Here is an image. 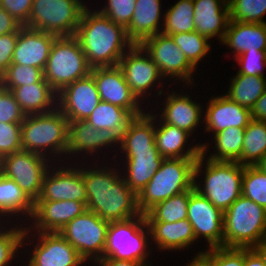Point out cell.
Masks as SVG:
<instances>
[{"label": "cell", "instance_id": "obj_30", "mask_svg": "<svg viewBox=\"0 0 266 266\" xmlns=\"http://www.w3.org/2000/svg\"><path fill=\"white\" fill-rule=\"evenodd\" d=\"M150 235L161 250H180L196 240L193 227L187 219L178 222H146Z\"/></svg>", "mask_w": 266, "mask_h": 266}, {"label": "cell", "instance_id": "obj_22", "mask_svg": "<svg viewBox=\"0 0 266 266\" xmlns=\"http://www.w3.org/2000/svg\"><path fill=\"white\" fill-rule=\"evenodd\" d=\"M205 111V131L215 132L226 128H246L252 120L251 110L232 101L228 96L213 97Z\"/></svg>", "mask_w": 266, "mask_h": 266}, {"label": "cell", "instance_id": "obj_16", "mask_svg": "<svg viewBox=\"0 0 266 266\" xmlns=\"http://www.w3.org/2000/svg\"><path fill=\"white\" fill-rule=\"evenodd\" d=\"M57 108L68 121L86 120L100 103V95L91 74L74 81L57 93ZM59 105V106H58Z\"/></svg>", "mask_w": 266, "mask_h": 266}, {"label": "cell", "instance_id": "obj_29", "mask_svg": "<svg viewBox=\"0 0 266 266\" xmlns=\"http://www.w3.org/2000/svg\"><path fill=\"white\" fill-rule=\"evenodd\" d=\"M10 92L25 115L47 113L57 107L53 104L57 102V93L44 77L38 83L12 88Z\"/></svg>", "mask_w": 266, "mask_h": 266}, {"label": "cell", "instance_id": "obj_53", "mask_svg": "<svg viewBox=\"0 0 266 266\" xmlns=\"http://www.w3.org/2000/svg\"><path fill=\"white\" fill-rule=\"evenodd\" d=\"M243 266H266V264L253 248H244Z\"/></svg>", "mask_w": 266, "mask_h": 266}, {"label": "cell", "instance_id": "obj_27", "mask_svg": "<svg viewBox=\"0 0 266 266\" xmlns=\"http://www.w3.org/2000/svg\"><path fill=\"white\" fill-rule=\"evenodd\" d=\"M161 0H137L135 10L126 33L133 44H141L159 31Z\"/></svg>", "mask_w": 266, "mask_h": 266}, {"label": "cell", "instance_id": "obj_3", "mask_svg": "<svg viewBox=\"0 0 266 266\" xmlns=\"http://www.w3.org/2000/svg\"><path fill=\"white\" fill-rule=\"evenodd\" d=\"M75 37L91 68L118 66L120 59L134 44L126 29L111 21L99 11L84 8Z\"/></svg>", "mask_w": 266, "mask_h": 266}, {"label": "cell", "instance_id": "obj_9", "mask_svg": "<svg viewBox=\"0 0 266 266\" xmlns=\"http://www.w3.org/2000/svg\"><path fill=\"white\" fill-rule=\"evenodd\" d=\"M85 7L79 0H33L25 26L57 37L75 36Z\"/></svg>", "mask_w": 266, "mask_h": 266}, {"label": "cell", "instance_id": "obj_49", "mask_svg": "<svg viewBox=\"0 0 266 266\" xmlns=\"http://www.w3.org/2000/svg\"><path fill=\"white\" fill-rule=\"evenodd\" d=\"M18 35L19 30L17 32L0 35V76L12 64Z\"/></svg>", "mask_w": 266, "mask_h": 266}, {"label": "cell", "instance_id": "obj_26", "mask_svg": "<svg viewBox=\"0 0 266 266\" xmlns=\"http://www.w3.org/2000/svg\"><path fill=\"white\" fill-rule=\"evenodd\" d=\"M160 126L155 127V145L164 159H198L201 156L202 146L200 143L190 147L185 152L183 151L190 135L188 132L162 121Z\"/></svg>", "mask_w": 266, "mask_h": 266}, {"label": "cell", "instance_id": "obj_5", "mask_svg": "<svg viewBox=\"0 0 266 266\" xmlns=\"http://www.w3.org/2000/svg\"><path fill=\"white\" fill-rule=\"evenodd\" d=\"M266 238V210L241 195L225 212L223 247L253 248Z\"/></svg>", "mask_w": 266, "mask_h": 266}, {"label": "cell", "instance_id": "obj_40", "mask_svg": "<svg viewBox=\"0 0 266 266\" xmlns=\"http://www.w3.org/2000/svg\"><path fill=\"white\" fill-rule=\"evenodd\" d=\"M242 195L266 210V174L256 165L244 166Z\"/></svg>", "mask_w": 266, "mask_h": 266}, {"label": "cell", "instance_id": "obj_2", "mask_svg": "<svg viewBox=\"0 0 266 266\" xmlns=\"http://www.w3.org/2000/svg\"><path fill=\"white\" fill-rule=\"evenodd\" d=\"M156 117L148 112L134 117L120 138V150L125 153L128 175L124 180L137 195L160 168L164 158L155 145Z\"/></svg>", "mask_w": 266, "mask_h": 266}, {"label": "cell", "instance_id": "obj_18", "mask_svg": "<svg viewBox=\"0 0 266 266\" xmlns=\"http://www.w3.org/2000/svg\"><path fill=\"white\" fill-rule=\"evenodd\" d=\"M60 168L52 175L50 169L47 170L36 201H78L86 206L87 194L81 170Z\"/></svg>", "mask_w": 266, "mask_h": 266}, {"label": "cell", "instance_id": "obj_21", "mask_svg": "<svg viewBox=\"0 0 266 266\" xmlns=\"http://www.w3.org/2000/svg\"><path fill=\"white\" fill-rule=\"evenodd\" d=\"M78 201H35L31 216L36 232H59L68 222L86 211Z\"/></svg>", "mask_w": 266, "mask_h": 266}, {"label": "cell", "instance_id": "obj_42", "mask_svg": "<svg viewBox=\"0 0 266 266\" xmlns=\"http://www.w3.org/2000/svg\"><path fill=\"white\" fill-rule=\"evenodd\" d=\"M206 266H243L244 248L216 247L196 255Z\"/></svg>", "mask_w": 266, "mask_h": 266}, {"label": "cell", "instance_id": "obj_54", "mask_svg": "<svg viewBox=\"0 0 266 266\" xmlns=\"http://www.w3.org/2000/svg\"><path fill=\"white\" fill-rule=\"evenodd\" d=\"M253 249L259 254V256L263 259V262L266 264V238L256 244Z\"/></svg>", "mask_w": 266, "mask_h": 266}, {"label": "cell", "instance_id": "obj_44", "mask_svg": "<svg viewBox=\"0 0 266 266\" xmlns=\"http://www.w3.org/2000/svg\"><path fill=\"white\" fill-rule=\"evenodd\" d=\"M136 1L137 0H108V5L102 10H99V12L126 29L131 22Z\"/></svg>", "mask_w": 266, "mask_h": 266}, {"label": "cell", "instance_id": "obj_43", "mask_svg": "<svg viewBox=\"0 0 266 266\" xmlns=\"http://www.w3.org/2000/svg\"><path fill=\"white\" fill-rule=\"evenodd\" d=\"M1 227V224H0ZM18 229L11 228L6 230L0 229V266H8L7 264L16 257V252L19 247L23 246V241L27 238L30 233L27 228ZM28 232V233H27Z\"/></svg>", "mask_w": 266, "mask_h": 266}, {"label": "cell", "instance_id": "obj_50", "mask_svg": "<svg viewBox=\"0 0 266 266\" xmlns=\"http://www.w3.org/2000/svg\"><path fill=\"white\" fill-rule=\"evenodd\" d=\"M22 25L0 7V35L17 32Z\"/></svg>", "mask_w": 266, "mask_h": 266}, {"label": "cell", "instance_id": "obj_19", "mask_svg": "<svg viewBox=\"0 0 266 266\" xmlns=\"http://www.w3.org/2000/svg\"><path fill=\"white\" fill-rule=\"evenodd\" d=\"M28 266H80L86 262L59 232H38ZM41 242V243H40Z\"/></svg>", "mask_w": 266, "mask_h": 266}, {"label": "cell", "instance_id": "obj_6", "mask_svg": "<svg viewBox=\"0 0 266 266\" xmlns=\"http://www.w3.org/2000/svg\"><path fill=\"white\" fill-rule=\"evenodd\" d=\"M68 125V119L57 107L47 113L26 115L21 124L22 150L43 157L48 156L47 151L67 155Z\"/></svg>", "mask_w": 266, "mask_h": 266}, {"label": "cell", "instance_id": "obj_55", "mask_svg": "<svg viewBox=\"0 0 266 266\" xmlns=\"http://www.w3.org/2000/svg\"><path fill=\"white\" fill-rule=\"evenodd\" d=\"M256 166L266 174V156Z\"/></svg>", "mask_w": 266, "mask_h": 266}, {"label": "cell", "instance_id": "obj_1", "mask_svg": "<svg viewBox=\"0 0 266 266\" xmlns=\"http://www.w3.org/2000/svg\"><path fill=\"white\" fill-rule=\"evenodd\" d=\"M97 169H81L87 194V210L108 222L140 216L142 213L138 207V196L126 184L124 177L118 175L116 168Z\"/></svg>", "mask_w": 266, "mask_h": 266}, {"label": "cell", "instance_id": "obj_35", "mask_svg": "<svg viewBox=\"0 0 266 266\" xmlns=\"http://www.w3.org/2000/svg\"><path fill=\"white\" fill-rule=\"evenodd\" d=\"M195 188L181 192L157 203L146 214V222H178L187 219L189 196Z\"/></svg>", "mask_w": 266, "mask_h": 266}, {"label": "cell", "instance_id": "obj_14", "mask_svg": "<svg viewBox=\"0 0 266 266\" xmlns=\"http://www.w3.org/2000/svg\"><path fill=\"white\" fill-rule=\"evenodd\" d=\"M187 210V220L193 227L195 238L204 237L209 249L223 247L224 212L195 189L189 196Z\"/></svg>", "mask_w": 266, "mask_h": 266}, {"label": "cell", "instance_id": "obj_28", "mask_svg": "<svg viewBox=\"0 0 266 266\" xmlns=\"http://www.w3.org/2000/svg\"><path fill=\"white\" fill-rule=\"evenodd\" d=\"M164 103L160 120L191 134L201 119V106L187 95H177L173 92L167 96Z\"/></svg>", "mask_w": 266, "mask_h": 266}, {"label": "cell", "instance_id": "obj_7", "mask_svg": "<svg viewBox=\"0 0 266 266\" xmlns=\"http://www.w3.org/2000/svg\"><path fill=\"white\" fill-rule=\"evenodd\" d=\"M197 159H164L155 175L138 196V207L146 214L157 203L194 187Z\"/></svg>", "mask_w": 266, "mask_h": 266}, {"label": "cell", "instance_id": "obj_33", "mask_svg": "<svg viewBox=\"0 0 266 266\" xmlns=\"http://www.w3.org/2000/svg\"><path fill=\"white\" fill-rule=\"evenodd\" d=\"M226 94L232 101L251 110L266 90V78L238 73Z\"/></svg>", "mask_w": 266, "mask_h": 266}, {"label": "cell", "instance_id": "obj_31", "mask_svg": "<svg viewBox=\"0 0 266 266\" xmlns=\"http://www.w3.org/2000/svg\"><path fill=\"white\" fill-rule=\"evenodd\" d=\"M34 202L25 194L14 180L0 173V214L13 216L14 214H26L32 216ZM0 215V217H1ZM1 221V219H0Z\"/></svg>", "mask_w": 266, "mask_h": 266}, {"label": "cell", "instance_id": "obj_36", "mask_svg": "<svg viewBox=\"0 0 266 266\" xmlns=\"http://www.w3.org/2000/svg\"><path fill=\"white\" fill-rule=\"evenodd\" d=\"M245 128H226L214 135L215 148L218 151L208 159L213 161L238 162L242 154Z\"/></svg>", "mask_w": 266, "mask_h": 266}, {"label": "cell", "instance_id": "obj_41", "mask_svg": "<svg viewBox=\"0 0 266 266\" xmlns=\"http://www.w3.org/2000/svg\"><path fill=\"white\" fill-rule=\"evenodd\" d=\"M44 77L40 68L11 64L0 76V85L10 91L12 88L38 83Z\"/></svg>", "mask_w": 266, "mask_h": 266}, {"label": "cell", "instance_id": "obj_25", "mask_svg": "<svg viewBox=\"0 0 266 266\" xmlns=\"http://www.w3.org/2000/svg\"><path fill=\"white\" fill-rule=\"evenodd\" d=\"M222 43L232 48L235 58L245 52L266 51V23L230 20Z\"/></svg>", "mask_w": 266, "mask_h": 266}, {"label": "cell", "instance_id": "obj_38", "mask_svg": "<svg viewBox=\"0 0 266 266\" xmlns=\"http://www.w3.org/2000/svg\"><path fill=\"white\" fill-rule=\"evenodd\" d=\"M170 36L195 68L199 61L208 54L211 47L208 43L209 39L197 31L177 33Z\"/></svg>", "mask_w": 266, "mask_h": 266}, {"label": "cell", "instance_id": "obj_47", "mask_svg": "<svg viewBox=\"0 0 266 266\" xmlns=\"http://www.w3.org/2000/svg\"><path fill=\"white\" fill-rule=\"evenodd\" d=\"M241 69L237 73L265 77L263 68L266 67V51L245 52L236 57Z\"/></svg>", "mask_w": 266, "mask_h": 266}, {"label": "cell", "instance_id": "obj_48", "mask_svg": "<svg viewBox=\"0 0 266 266\" xmlns=\"http://www.w3.org/2000/svg\"><path fill=\"white\" fill-rule=\"evenodd\" d=\"M32 4L33 0H0V7L22 26H25L29 21Z\"/></svg>", "mask_w": 266, "mask_h": 266}, {"label": "cell", "instance_id": "obj_52", "mask_svg": "<svg viewBox=\"0 0 266 266\" xmlns=\"http://www.w3.org/2000/svg\"><path fill=\"white\" fill-rule=\"evenodd\" d=\"M100 266H149L148 263L138 261L116 260L110 257H103L97 261Z\"/></svg>", "mask_w": 266, "mask_h": 266}, {"label": "cell", "instance_id": "obj_13", "mask_svg": "<svg viewBox=\"0 0 266 266\" xmlns=\"http://www.w3.org/2000/svg\"><path fill=\"white\" fill-rule=\"evenodd\" d=\"M150 55L163 76L179 77L183 82L191 83L192 72L196 69L169 35L158 33L146 38L141 44Z\"/></svg>", "mask_w": 266, "mask_h": 266}, {"label": "cell", "instance_id": "obj_12", "mask_svg": "<svg viewBox=\"0 0 266 266\" xmlns=\"http://www.w3.org/2000/svg\"><path fill=\"white\" fill-rule=\"evenodd\" d=\"M48 161L39 154L20 150L0 159V173L14 180L35 202L41 194L44 176L50 168Z\"/></svg>", "mask_w": 266, "mask_h": 266}, {"label": "cell", "instance_id": "obj_20", "mask_svg": "<svg viewBox=\"0 0 266 266\" xmlns=\"http://www.w3.org/2000/svg\"><path fill=\"white\" fill-rule=\"evenodd\" d=\"M57 36L26 26L19 29L12 63L44 71L52 44Z\"/></svg>", "mask_w": 266, "mask_h": 266}, {"label": "cell", "instance_id": "obj_15", "mask_svg": "<svg viewBox=\"0 0 266 266\" xmlns=\"http://www.w3.org/2000/svg\"><path fill=\"white\" fill-rule=\"evenodd\" d=\"M97 90L102 101L128 110L134 117L143 115L139 100L126 83L122 69L119 66L92 68Z\"/></svg>", "mask_w": 266, "mask_h": 266}, {"label": "cell", "instance_id": "obj_37", "mask_svg": "<svg viewBox=\"0 0 266 266\" xmlns=\"http://www.w3.org/2000/svg\"><path fill=\"white\" fill-rule=\"evenodd\" d=\"M163 17L162 34L172 35L177 33L194 32V1L179 0L175 5L169 7Z\"/></svg>", "mask_w": 266, "mask_h": 266}, {"label": "cell", "instance_id": "obj_17", "mask_svg": "<svg viewBox=\"0 0 266 266\" xmlns=\"http://www.w3.org/2000/svg\"><path fill=\"white\" fill-rule=\"evenodd\" d=\"M144 53L145 56L142 55ZM118 66L122 69L126 83L138 100L154 86V82L162 78L158 66L140 44H134L126 50Z\"/></svg>", "mask_w": 266, "mask_h": 266}, {"label": "cell", "instance_id": "obj_45", "mask_svg": "<svg viewBox=\"0 0 266 266\" xmlns=\"http://www.w3.org/2000/svg\"><path fill=\"white\" fill-rule=\"evenodd\" d=\"M20 150L21 124L0 122V159Z\"/></svg>", "mask_w": 266, "mask_h": 266}, {"label": "cell", "instance_id": "obj_39", "mask_svg": "<svg viewBox=\"0 0 266 266\" xmlns=\"http://www.w3.org/2000/svg\"><path fill=\"white\" fill-rule=\"evenodd\" d=\"M229 18L243 23H266V0H227Z\"/></svg>", "mask_w": 266, "mask_h": 266}, {"label": "cell", "instance_id": "obj_4", "mask_svg": "<svg viewBox=\"0 0 266 266\" xmlns=\"http://www.w3.org/2000/svg\"><path fill=\"white\" fill-rule=\"evenodd\" d=\"M202 146V154L197 159L194 169V188L205 196L215 207L225 212L242 195V177L244 165L238 162L213 161L207 159L205 167L204 187L196 182L203 160L206 155L207 144ZM197 183V184H196Z\"/></svg>", "mask_w": 266, "mask_h": 266}, {"label": "cell", "instance_id": "obj_46", "mask_svg": "<svg viewBox=\"0 0 266 266\" xmlns=\"http://www.w3.org/2000/svg\"><path fill=\"white\" fill-rule=\"evenodd\" d=\"M25 116L13 94L0 85V122L22 124Z\"/></svg>", "mask_w": 266, "mask_h": 266}, {"label": "cell", "instance_id": "obj_34", "mask_svg": "<svg viewBox=\"0 0 266 266\" xmlns=\"http://www.w3.org/2000/svg\"><path fill=\"white\" fill-rule=\"evenodd\" d=\"M266 156V122L252 119L244 130L239 164L257 165Z\"/></svg>", "mask_w": 266, "mask_h": 266}, {"label": "cell", "instance_id": "obj_56", "mask_svg": "<svg viewBox=\"0 0 266 266\" xmlns=\"http://www.w3.org/2000/svg\"><path fill=\"white\" fill-rule=\"evenodd\" d=\"M187 266H206L199 258L192 259V262H190Z\"/></svg>", "mask_w": 266, "mask_h": 266}, {"label": "cell", "instance_id": "obj_32", "mask_svg": "<svg viewBox=\"0 0 266 266\" xmlns=\"http://www.w3.org/2000/svg\"><path fill=\"white\" fill-rule=\"evenodd\" d=\"M133 118L128 110L101 100L86 121L98 130L108 129L121 137Z\"/></svg>", "mask_w": 266, "mask_h": 266}, {"label": "cell", "instance_id": "obj_24", "mask_svg": "<svg viewBox=\"0 0 266 266\" xmlns=\"http://www.w3.org/2000/svg\"><path fill=\"white\" fill-rule=\"evenodd\" d=\"M120 136L108 129L98 130L91 126L86 120L69 121L67 153L94 152L101 147L120 143ZM111 144V145H110Z\"/></svg>", "mask_w": 266, "mask_h": 266}, {"label": "cell", "instance_id": "obj_11", "mask_svg": "<svg viewBox=\"0 0 266 266\" xmlns=\"http://www.w3.org/2000/svg\"><path fill=\"white\" fill-rule=\"evenodd\" d=\"M109 222L101 219L96 213L86 210L68 222L59 233L87 261L103 258Z\"/></svg>", "mask_w": 266, "mask_h": 266}, {"label": "cell", "instance_id": "obj_8", "mask_svg": "<svg viewBox=\"0 0 266 266\" xmlns=\"http://www.w3.org/2000/svg\"><path fill=\"white\" fill-rule=\"evenodd\" d=\"M80 42L75 36L57 37L51 47L44 69V79L59 93L74 81L91 72Z\"/></svg>", "mask_w": 266, "mask_h": 266}, {"label": "cell", "instance_id": "obj_23", "mask_svg": "<svg viewBox=\"0 0 266 266\" xmlns=\"http://www.w3.org/2000/svg\"><path fill=\"white\" fill-rule=\"evenodd\" d=\"M193 1L195 31L208 39L217 36L222 42L230 21L227 0Z\"/></svg>", "mask_w": 266, "mask_h": 266}, {"label": "cell", "instance_id": "obj_10", "mask_svg": "<svg viewBox=\"0 0 266 266\" xmlns=\"http://www.w3.org/2000/svg\"><path fill=\"white\" fill-rule=\"evenodd\" d=\"M144 227L148 228L146 232ZM149 233L144 214L125 221L109 222L103 257L146 263L150 252L146 250Z\"/></svg>", "mask_w": 266, "mask_h": 266}, {"label": "cell", "instance_id": "obj_51", "mask_svg": "<svg viewBox=\"0 0 266 266\" xmlns=\"http://www.w3.org/2000/svg\"><path fill=\"white\" fill-rule=\"evenodd\" d=\"M251 117L266 122V90L251 109Z\"/></svg>", "mask_w": 266, "mask_h": 266}]
</instances>
